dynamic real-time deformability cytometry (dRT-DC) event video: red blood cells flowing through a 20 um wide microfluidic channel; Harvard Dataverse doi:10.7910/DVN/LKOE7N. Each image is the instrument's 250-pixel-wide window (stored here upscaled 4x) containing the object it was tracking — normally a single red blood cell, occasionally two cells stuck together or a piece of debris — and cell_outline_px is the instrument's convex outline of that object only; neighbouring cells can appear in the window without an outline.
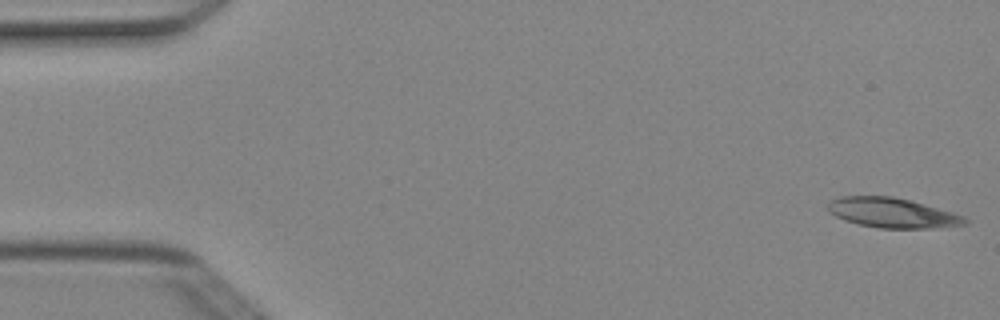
{"species": "Egyptian fruit bat (a non-hibernating species)", "species_latin": "Rousettus aegyptiacus", "temperature_condition": "cold", "stored_images_in_passage": 5, "camera_frame_rate_fps": 3000, "um_per_image_px": 0.085, "animal": {"sex": "female"}, "frame": {"image": 1, "passage_image": 1, "time_ms": 0.0, "image_size_px": [1000, 320], "cell_outline_px": [[968, 224], [928, 228], [880, 228], [860, 224], [844, 220], [828, 212], [828, 204], [832, 200], [840, 196], [892, 196], [912, 200], [952, 212], [964, 216], [968, 220]], "centroid_in_image_um": [75.85, 18.08], "position_along_channel_um": 9.1, "area_um2": 23.76}}